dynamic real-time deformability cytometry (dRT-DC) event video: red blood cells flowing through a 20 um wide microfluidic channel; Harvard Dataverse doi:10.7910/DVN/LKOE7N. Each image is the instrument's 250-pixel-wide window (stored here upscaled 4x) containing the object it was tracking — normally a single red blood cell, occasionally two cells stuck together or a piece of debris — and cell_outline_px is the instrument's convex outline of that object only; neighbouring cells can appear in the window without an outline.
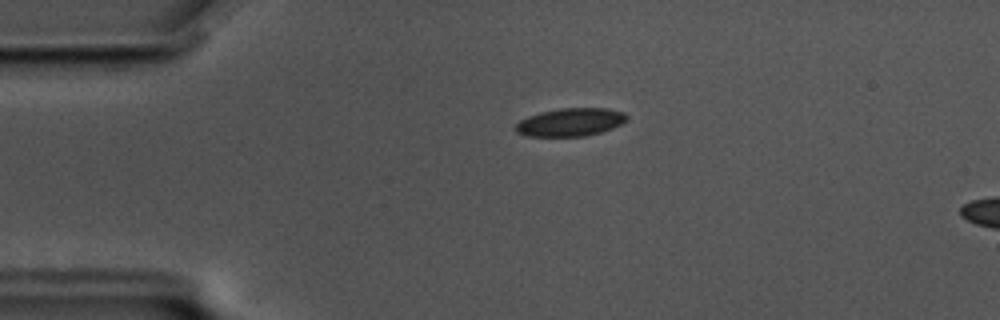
{"species": "common noctule bat (a hibernating species)", "species_latin": "Nyctalus noctula", "temperature_condition": "cold", "stored_images_in_passage": 18, "camera_frame_rate_fps": 3000, "um_per_image_px": 0.085, "animal": {"sex": "male", "body_mass_g": 17.5, "forearm_length_mm": 52.3}, "frame": {"image": 1, "passage_image": 13, "time_ms": 4.0, "image_size_px": [1000, 320], "cell_outline_px": [[628, 120], [612, 128], [600, 132], [584, 136], [524, 136], [516, 132], [516, 124], [520, 120], [528, 116], [540, 112], [560, 108], [608, 108], [624, 112], [628, 116]], "centroid_in_image_um": [48.49, 10.38], "position_along_channel_um": 36.5, "area_um2": 18.21}}